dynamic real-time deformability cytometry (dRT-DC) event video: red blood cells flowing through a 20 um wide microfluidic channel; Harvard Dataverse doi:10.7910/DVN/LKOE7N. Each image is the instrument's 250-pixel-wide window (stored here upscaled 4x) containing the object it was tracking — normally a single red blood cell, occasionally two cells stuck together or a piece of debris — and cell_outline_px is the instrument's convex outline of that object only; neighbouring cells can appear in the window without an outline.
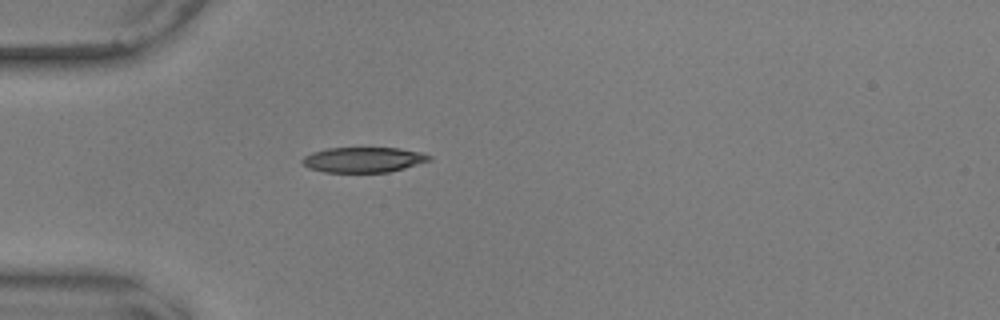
{"species": "common noctule bat (a hibernating species)", "species_latin": "Nyctalus noctula", "temperature_condition": "warm", "stored_images_in_passage": 40, "camera_frame_rate_fps": 3000, "um_per_image_px": 0.085, "animal": {"sex": "male", "body_mass_g": 17.9, "forearm_length_mm": 54.2}, "frame": {"image": 1, "passage_image": 1, "time_ms": 0.0, "image_size_px": [1000, 320], "cell_outline_px": [[432, 160], [404, 168], [388, 172], [324, 172], [308, 168], [300, 160], [304, 156], [312, 152], [328, 148], [400, 148], [420, 152], [432, 156]], "centroid_in_image_um": [30.88, 13.57], "position_along_channel_um": 54.1, "area_um2": 18.67}}
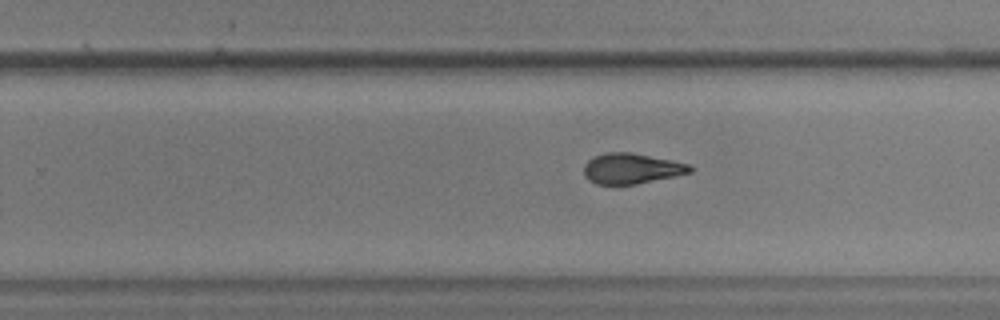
{"frame": {"image": 2, "passage_image": 20, "time_ms": 6.333, "image_size_px": [1000, 320], "cell_outline_px": [[696, 168], [692, 172], [636, 184], [596, 184], [588, 180], [584, 176], [584, 164], [588, 160], [596, 156], [608, 152], [632, 152], [692, 164]], "centroid_in_image_um": [53.71, 14.32], "position_along_channel_um": 276.1, "area_um2": 18.96}}
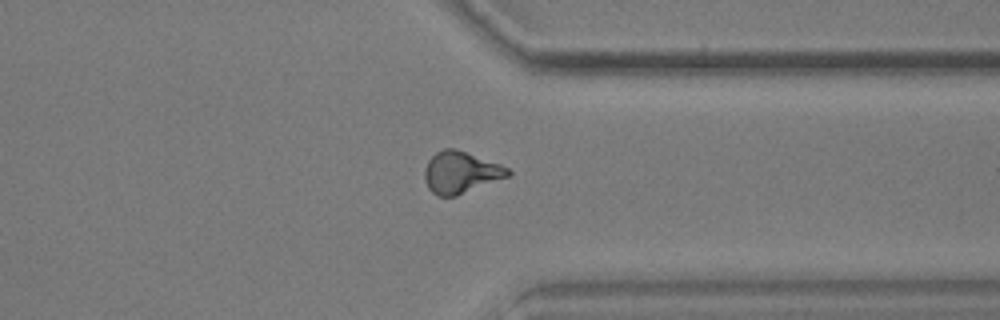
{"frame": {"image": 3, "passage_image": 28, "time_ms": 9.0, "image_size_px": [1000, 320], "cell_outline_px": [[512, 172], [508, 176], [456, 196], [436, 196], [428, 188], [424, 180], [424, 168], [428, 160], [436, 152], [444, 148], [452, 148], [500, 164], [508, 168]], "centroid_in_image_um": [39.11, 14.66], "position_along_channel_um": 372.3, "area_um2": 20.06}, "authors_computed_cell_mechanics": {"area_um2": 19.6809, "velocity_mm_per_s": 3.6459, "shape_relaxation_time_tau1_ms": 4.4506, "shape_relaxation_time_tau2_ms": 2.6738, "deformation_change_tau1": 0.173, "deformation_change_tau2": 0.1066}}